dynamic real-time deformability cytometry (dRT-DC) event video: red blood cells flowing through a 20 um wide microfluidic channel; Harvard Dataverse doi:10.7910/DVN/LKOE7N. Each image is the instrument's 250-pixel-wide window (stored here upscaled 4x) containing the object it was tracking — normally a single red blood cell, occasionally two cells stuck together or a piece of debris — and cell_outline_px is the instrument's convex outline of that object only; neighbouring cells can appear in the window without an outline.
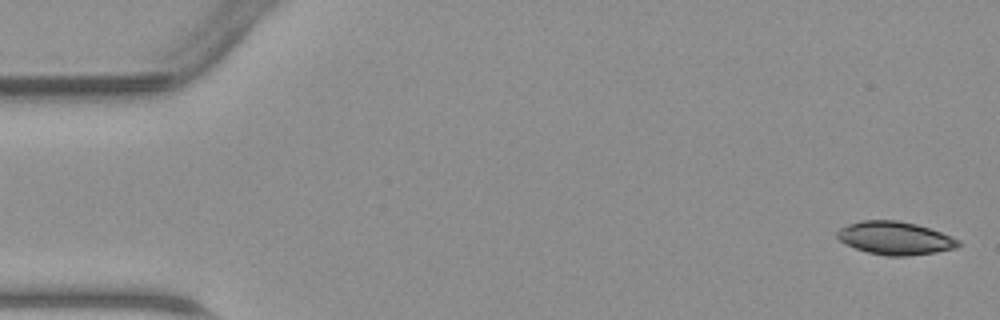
{"species": "common noctule bat (a hibernating species)", "species_latin": "Nyctalus noctula", "temperature_condition": "warm", "stored_images_in_passage": 46, "camera_frame_rate_fps": 3000, "um_per_image_px": 0.085, "animal": {"sex": "male", "body_mass_g": 23.1, "forearm_length_mm": 52.7}, "frame": {"image": 1, "passage_image": 1, "time_ms": 0.0, "image_size_px": [1000, 320], "cell_outline_px": [[960, 244], [956, 248], [936, 252], [908, 256], [888, 256], [868, 252], [856, 248], [840, 240], [836, 236], [836, 232], [840, 228], [848, 224], [864, 220], [896, 220], [916, 224], [940, 232], [960, 240]], "centroid_in_image_um": [76.08, 20.24], "position_along_channel_um": 8.9, "area_um2": 23.12}}
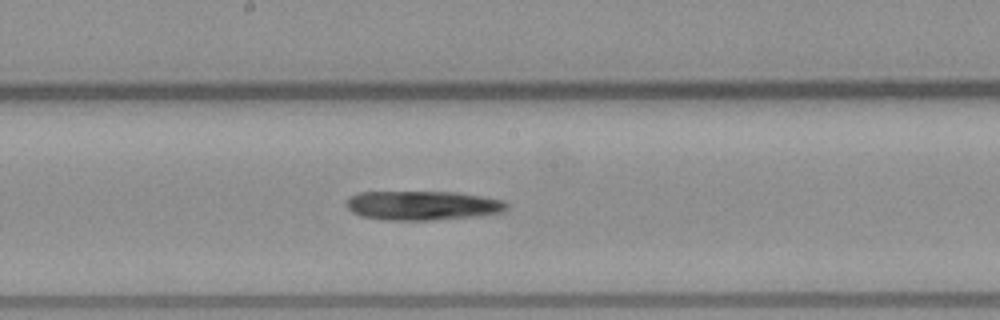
{"frame": {"image": 2, "passage_image": 24, "time_ms": 7.667, "image_size_px": [1000, 320], "cell_outline_px": [[508, 208], [504, 212], [472, 216], [428, 220], [384, 220], [360, 216], [352, 212], [344, 204], [348, 196], [356, 192], [456, 192], [504, 200], [508, 204]], "centroid_in_image_um": [35.86, 17.46], "position_along_channel_um": 212.3, "area_um2": 27.46}}
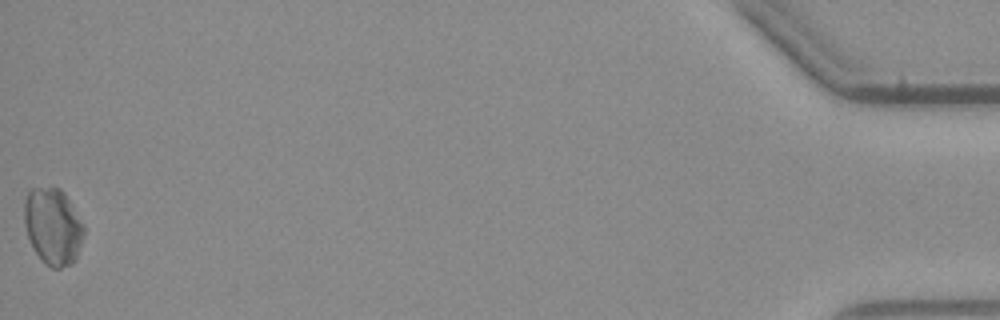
{"frame": {"image": 3, "passage_image": 46, "time_ms": 15.0, "image_size_px": [1000, 320], "cell_outline_px": [[84, 232], [76, 260], [72, 264], [60, 268], [52, 268], [36, 252], [28, 236], [24, 224], [24, 200], [28, 192], [32, 188], [60, 188], [64, 192], [72, 204], [84, 228]], "centroid_in_image_um": [4.5, 19.23], "position_along_channel_um": 430.7, "area_um2": 26.3}}